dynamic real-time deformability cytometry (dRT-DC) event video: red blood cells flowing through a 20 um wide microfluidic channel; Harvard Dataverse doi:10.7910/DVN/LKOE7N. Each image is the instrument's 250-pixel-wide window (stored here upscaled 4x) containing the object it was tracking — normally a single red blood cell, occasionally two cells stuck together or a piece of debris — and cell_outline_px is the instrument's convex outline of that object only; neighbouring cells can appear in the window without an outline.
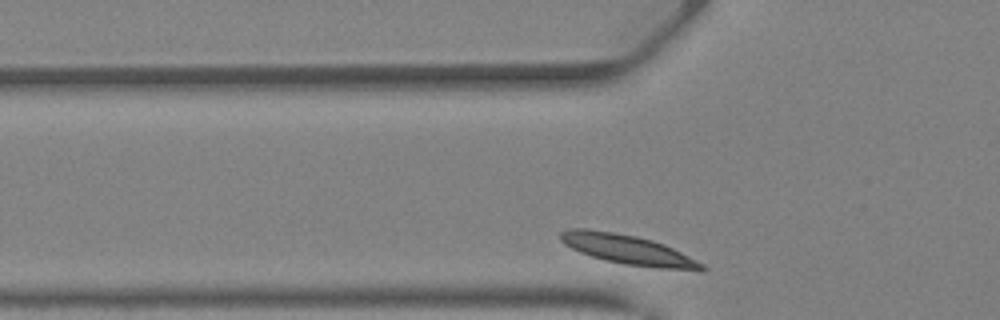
{"species": "Egyptian fruit bat (a non-hibernating species)", "species_latin": "Rousettus aegyptiacus", "temperature_condition": "warm", "stored_images_in_passage": 23, "camera_frame_rate_fps": 3000, "um_per_image_px": 0.085, "animal": {"sex": "female"}, "frame": {"image": 1, "passage_image": 2, "time_ms": 0.333, "image_size_px": [1000, 320], "cell_outline_px": [[708, 268], [704, 272], [700, 272], [656, 268], [624, 264], [592, 256], [580, 252], [564, 244], [560, 240], [560, 232], [568, 228], [588, 228], [636, 236], [652, 240], [664, 244], [704, 264]], "centroid_in_image_um": [53.43, 21.23], "position_along_channel_um": 72.4, "area_um2": 24.51}}
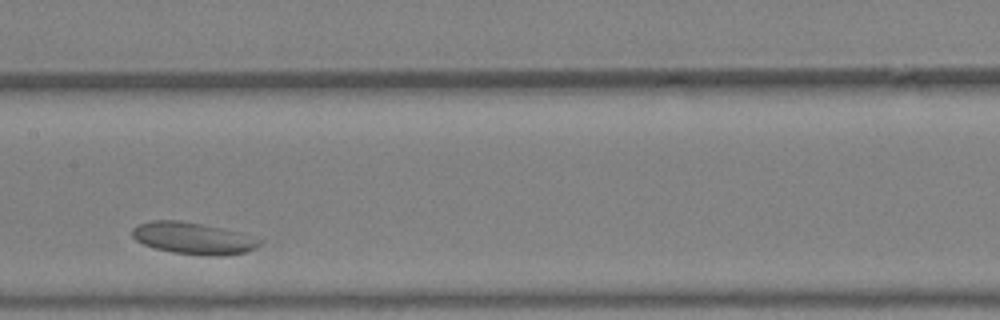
{"frame": {"image": 2, "passage_image": 11, "time_ms": 3.333, "image_size_px": [1000, 320], "cell_outline_px": [[264, 240], [256, 248], [244, 252], [224, 256], [204, 256], [172, 252], [156, 248], [144, 244], [136, 240], [132, 236], [132, 228], [140, 224], [152, 220], [180, 220], [224, 228], [264, 236]], "centroid_in_image_um": [16.55, 20.25], "position_along_channel_um": 190.8, "area_um2": 24.22}}
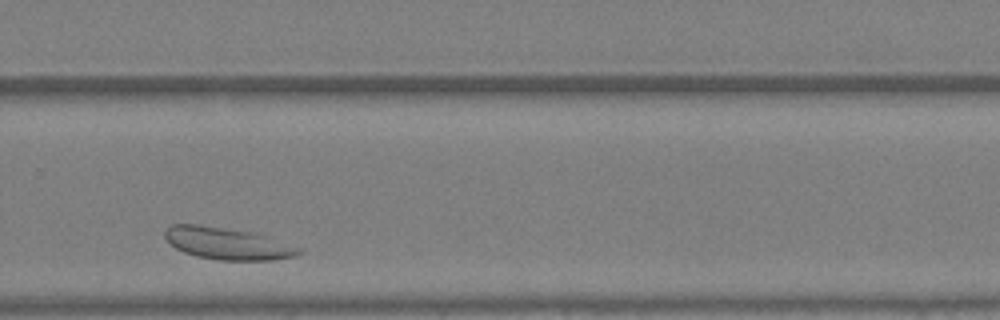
{"frame": {"image": 3, "passage_image": 19, "time_ms": 6.0, "image_size_px": [1000, 320], "cell_outline_px": [[300, 252], [296, 256], [272, 260], [216, 260], [196, 256], [184, 252], [176, 248], [164, 236], [164, 228], [168, 224], [196, 224], [252, 232], [268, 236], [300, 248]], "centroid_in_image_um": [19.29, 20.69], "position_along_channel_um": 310.5, "area_um2": 24.91}, "authors_computed_cell_mechanics": {"area_um2": 24.3338, "velocity_mm_per_s": 4.3691, "shape_relaxation_time_tau1_ms": 1.6558, "shape_relaxation_time_tau2_ms": null, "deformation_change_tau1": 0.0575, "deformation_change_tau2": null}}